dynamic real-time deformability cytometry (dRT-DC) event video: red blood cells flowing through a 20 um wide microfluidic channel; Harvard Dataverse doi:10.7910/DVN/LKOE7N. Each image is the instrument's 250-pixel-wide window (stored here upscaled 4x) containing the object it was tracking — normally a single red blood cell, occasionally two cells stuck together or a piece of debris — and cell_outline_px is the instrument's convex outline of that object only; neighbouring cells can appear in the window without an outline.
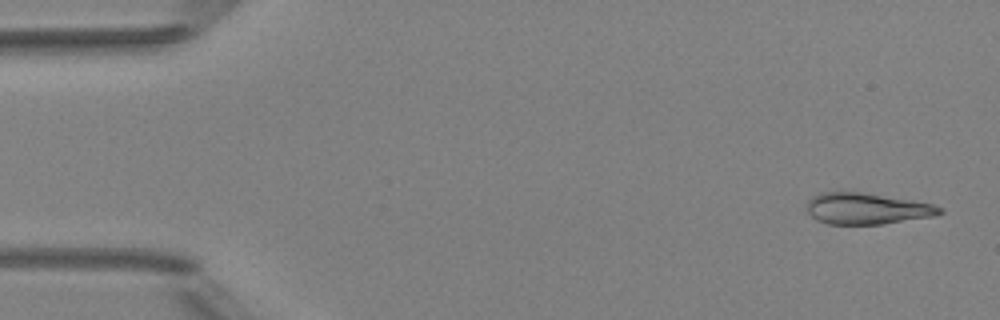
{"species": "Egyptian fruit bat (a non-hibernating species)", "species_latin": "Rousettus aegyptiacus", "temperature_condition": "room temperature", "stored_images_in_passage": 3, "camera_frame_rate_fps": 3000, "um_per_image_px": 0.085, "animal": {"sex": "female"}, "frame": {"image": 1, "passage_image": 1, "time_ms": 0.0, "image_size_px": [1000, 320], "cell_outline_px": [[944, 212], [936, 216], [884, 224], [828, 224], [816, 220], [808, 212], [808, 200], [812, 196], [820, 192], [864, 192], [912, 200], [932, 204], [944, 208]], "centroid_in_image_um": [73.71, 17.73], "position_along_channel_um": 11.3, "area_um2": 24.39}}